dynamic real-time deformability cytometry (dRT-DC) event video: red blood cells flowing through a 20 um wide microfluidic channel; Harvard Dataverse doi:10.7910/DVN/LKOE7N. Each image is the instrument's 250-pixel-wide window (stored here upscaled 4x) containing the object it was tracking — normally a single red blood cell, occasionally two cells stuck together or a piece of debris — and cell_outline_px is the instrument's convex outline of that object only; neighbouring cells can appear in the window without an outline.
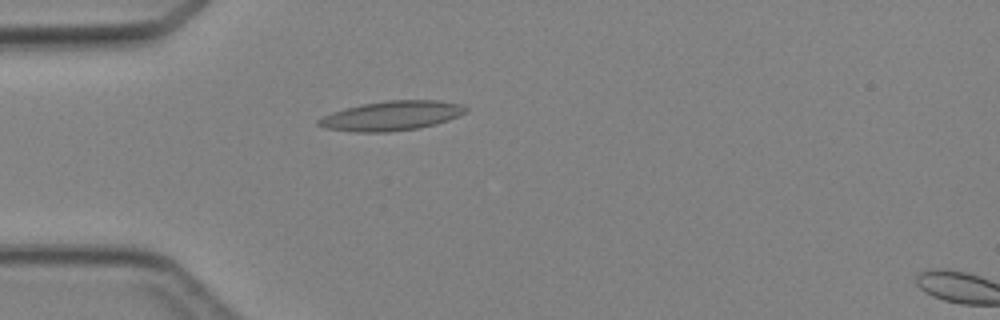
{"species": "Egyptian fruit bat (a non-hibernating species)", "species_latin": "Rousettus aegyptiacus", "temperature_condition": "cold", "stored_images_in_passage": 2, "camera_frame_rate_fps": 3000, "um_per_image_px": 0.085, "animal": {"sex": "female"}, "frame": {"image": 1, "passage_image": 1, "time_ms": 0.0, "image_size_px": [1000, 320], "cell_outline_px": [[468, 112], [448, 120], [436, 124], [416, 128], [388, 132], [352, 132], [324, 128], [316, 124], [316, 120], [332, 112], [360, 104], [388, 100], [440, 100], [460, 104], [468, 108]], "centroid_in_image_um": [33.27, 9.84], "position_along_channel_um": 51.7, "area_um2": 25.43}}